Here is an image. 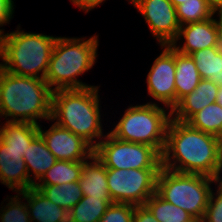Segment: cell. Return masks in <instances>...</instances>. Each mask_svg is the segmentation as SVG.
I'll return each instance as SVG.
<instances>
[{
    "label": "cell",
    "instance_id": "1",
    "mask_svg": "<svg viewBox=\"0 0 222 222\" xmlns=\"http://www.w3.org/2000/svg\"><path fill=\"white\" fill-rule=\"evenodd\" d=\"M161 165L175 172L212 177L219 165L217 137L171 118Z\"/></svg>",
    "mask_w": 222,
    "mask_h": 222
},
{
    "label": "cell",
    "instance_id": "2",
    "mask_svg": "<svg viewBox=\"0 0 222 222\" xmlns=\"http://www.w3.org/2000/svg\"><path fill=\"white\" fill-rule=\"evenodd\" d=\"M52 94L44 79L11 74L0 67V119L38 126L40 119L50 121Z\"/></svg>",
    "mask_w": 222,
    "mask_h": 222
},
{
    "label": "cell",
    "instance_id": "3",
    "mask_svg": "<svg viewBox=\"0 0 222 222\" xmlns=\"http://www.w3.org/2000/svg\"><path fill=\"white\" fill-rule=\"evenodd\" d=\"M99 88L59 89L52 94L50 121L77 134L93 148L106 136L101 123Z\"/></svg>",
    "mask_w": 222,
    "mask_h": 222
},
{
    "label": "cell",
    "instance_id": "4",
    "mask_svg": "<svg viewBox=\"0 0 222 222\" xmlns=\"http://www.w3.org/2000/svg\"><path fill=\"white\" fill-rule=\"evenodd\" d=\"M98 43L95 34L89 39L57 36L45 75L49 88L55 91L91 87L77 77L91 70L96 63Z\"/></svg>",
    "mask_w": 222,
    "mask_h": 222
},
{
    "label": "cell",
    "instance_id": "5",
    "mask_svg": "<svg viewBox=\"0 0 222 222\" xmlns=\"http://www.w3.org/2000/svg\"><path fill=\"white\" fill-rule=\"evenodd\" d=\"M56 39L20 30L19 24L17 30L4 33L1 68L11 74L45 80Z\"/></svg>",
    "mask_w": 222,
    "mask_h": 222
},
{
    "label": "cell",
    "instance_id": "6",
    "mask_svg": "<svg viewBox=\"0 0 222 222\" xmlns=\"http://www.w3.org/2000/svg\"><path fill=\"white\" fill-rule=\"evenodd\" d=\"M171 118V110L157 102L131 105L110 133L123 141L150 145L162 154Z\"/></svg>",
    "mask_w": 222,
    "mask_h": 222
},
{
    "label": "cell",
    "instance_id": "7",
    "mask_svg": "<svg viewBox=\"0 0 222 222\" xmlns=\"http://www.w3.org/2000/svg\"><path fill=\"white\" fill-rule=\"evenodd\" d=\"M212 177L201 174L175 172L160 168L156 193L174 206L188 212L195 220H202L211 195Z\"/></svg>",
    "mask_w": 222,
    "mask_h": 222
},
{
    "label": "cell",
    "instance_id": "8",
    "mask_svg": "<svg viewBox=\"0 0 222 222\" xmlns=\"http://www.w3.org/2000/svg\"><path fill=\"white\" fill-rule=\"evenodd\" d=\"M95 156L109 169L161 168V154L152 146L123 141L110 132L94 148Z\"/></svg>",
    "mask_w": 222,
    "mask_h": 222
},
{
    "label": "cell",
    "instance_id": "9",
    "mask_svg": "<svg viewBox=\"0 0 222 222\" xmlns=\"http://www.w3.org/2000/svg\"><path fill=\"white\" fill-rule=\"evenodd\" d=\"M160 168L109 169L106 168L109 195L115 203L144 205L156 192Z\"/></svg>",
    "mask_w": 222,
    "mask_h": 222
},
{
    "label": "cell",
    "instance_id": "10",
    "mask_svg": "<svg viewBox=\"0 0 222 222\" xmlns=\"http://www.w3.org/2000/svg\"><path fill=\"white\" fill-rule=\"evenodd\" d=\"M140 12L151 34L161 45H171L180 30L176 8L170 0H130Z\"/></svg>",
    "mask_w": 222,
    "mask_h": 222
},
{
    "label": "cell",
    "instance_id": "11",
    "mask_svg": "<svg viewBox=\"0 0 222 222\" xmlns=\"http://www.w3.org/2000/svg\"><path fill=\"white\" fill-rule=\"evenodd\" d=\"M161 49L146 77L147 95L172 111L176 106L175 49L171 45H161Z\"/></svg>",
    "mask_w": 222,
    "mask_h": 222
},
{
    "label": "cell",
    "instance_id": "12",
    "mask_svg": "<svg viewBox=\"0 0 222 222\" xmlns=\"http://www.w3.org/2000/svg\"><path fill=\"white\" fill-rule=\"evenodd\" d=\"M38 132L57 160L86 161L94 154V148L88 142L55 122L45 131L39 125Z\"/></svg>",
    "mask_w": 222,
    "mask_h": 222
},
{
    "label": "cell",
    "instance_id": "13",
    "mask_svg": "<svg viewBox=\"0 0 222 222\" xmlns=\"http://www.w3.org/2000/svg\"><path fill=\"white\" fill-rule=\"evenodd\" d=\"M215 16L180 26V30L171 46L179 53H191L217 46V18ZM183 37V38H182ZM183 40V45H178V40Z\"/></svg>",
    "mask_w": 222,
    "mask_h": 222
},
{
    "label": "cell",
    "instance_id": "14",
    "mask_svg": "<svg viewBox=\"0 0 222 222\" xmlns=\"http://www.w3.org/2000/svg\"><path fill=\"white\" fill-rule=\"evenodd\" d=\"M0 183L14 192L29 188V175L21 151L11 149L1 138Z\"/></svg>",
    "mask_w": 222,
    "mask_h": 222
},
{
    "label": "cell",
    "instance_id": "15",
    "mask_svg": "<svg viewBox=\"0 0 222 222\" xmlns=\"http://www.w3.org/2000/svg\"><path fill=\"white\" fill-rule=\"evenodd\" d=\"M218 86L208 79H201L199 85L184 96L172 109V119L187 122L194 114L207 105L216 103Z\"/></svg>",
    "mask_w": 222,
    "mask_h": 222
},
{
    "label": "cell",
    "instance_id": "16",
    "mask_svg": "<svg viewBox=\"0 0 222 222\" xmlns=\"http://www.w3.org/2000/svg\"><path fill=\"white\" fill-rule=\"evenodd\" d=\"M27 201L31 222H68V211L51 202L35 186L20 191Z\"/></svg>",
    "mask_w": 222,
    "mask_h": 222
},
{
    "label": "cell",
    "instance_id": "17",
    "mask_svg": "<svg viewBox=\"0 0 222 222\" xmlns=\"http://www.w3.org/2000/svg\"><path fill=\"white\" fill-rule=\"evenodd\" d=\"M78 183L84 196L100 198L106 200L109 204L113 203L107 186L106 167L95 154L84 161Z\"/></svg>",
    "mask_w": 222,
    "mask_h": 222
},
{
    "label": "cell",
    "instance_id": "18",
    "mask_svg": "<svg viewBox=\"0 0 222 222\" xmlns=\"http://www.w3.org/2000/svg\"><path fill=\"white\" fill-rule=\"evenodd\" d=\"M23 158L29 175V188L33 187L36 180L39 181L57 161L40 135L29 144Z\"/></svg>",
    "mask_w": 222,
    "mask_h": 222
},
{
    "label": "cell",
    "instance_id": "19",
    "mask_svg": "<svg viewBox=\"0 0 222 222\" xmlns=\"http://www.w3.org/2000/svg\"><path fill=\"white\" fill-rule=\"evenodd\" d=\"M175 88L176 105L186 95L190 94L201 80L196 64L190 55L175 50Z\"/></svg>",
    "mask_w": 222,
    "mask_h": 222
},
{
    "label": "cell",
    "instance_id": "20",
    "mask_svg": "<svg viewBox=\"0 0 222 222\" xmlns=\"http://www.w3.org/2000/svg\"><path fill=\"white\" fill-rule=\"evenodd\" d=\"M38 130V125L29 122L6 121L4 124H0V138L11 149L21 151L22 157H24L29 144L39 135Z\"/></svg>",
    "mask_w": 222,
    "mask_h": 222
},
{
    "label": "cell",
    "instance_id": "21",
    "mask_svg": "<svg viewBox=\"0 0 222 222\" xmlns=\"http://www.w3.org/2000/svg\"><path fill=\"white\" fill-rule=\"evenodd\" d=\"M201 79H208L218 87L222 86V53L217 47L198 50L190 54Z\"/></svg>",
    "mask_w": 222,
    "mask_h": 222
},
{
    "label": "cell",
    "instance_id": "22",
    "mask_svg": "<svg viewBox=\"0 0 222 222\" xmlns=\"http://www.w3.org/2000/svg\"><path fill=\"white\" fill-rule=\"evenodd\" d=\"M51 202L65 208L68 212L83 198L81 187L76 182L62 185H34Z\"/></svg>",
    "mask_w": 222,
    "mask_h": 222
},
{
    "label": "cell",
    "instance_id": "23",
    "mask_svg": "<svg viewBox=\"0 0 222 222\" xmlns=\"http://www.w3.org/2000/svg\"><path fill=\"white\" fill-rule=\"evenodd\" d=\"M84 161L57 160L35 185H62L79 181Z\"/></svg>",
    "mask_w": 222,
    "mask_h": 222
},
{
    "label": "cell",
    "instance_id": "24",
    "mask_svg": "<svg viewBox=\"0 0 222 222\" xmlns=\"http://www.w3.org/2000/svg\"><path fill=\"white\" fill-rule=\"evenodd\" d=\"M109 205L106 200L83 196L69 211L68 222H99Z\"/></svg>",
    "mask_w": 222,
    "mask_h": 222
},
{
    "label": "cell",
    "instance_id": "25",
    "mask_svg": "<svg viewBox=\"0 0 222 222\" xmlns=\"http://www.w3.org/2000/svg\"><path fill=\"white\" fill-rule=\"evenodd\" d=\"M187 123L194 129L214 136L222 134V106L212 103L194 114Z\"/></svg>",
    "mask_w": 222,
    "mask_h": 222
},
{
    "label": "cell",
    "instance_id": "26",
    "mask_svg": "<svg viewBox=\"0 0 222 222\" xmlns=\"http://www.w3.org/2000/svg\"><path fill=\"white\" fill-rule=\"evenodd\" d=\"M144 205L159 222H193L195 220L188 212L167 202L156 192Z\"/></svg>",
    "mask_w": 222,
    "mask_h": 222
},
{
    "label": "cell",
    "instance_id": "27",
    "mask_svg": "<svg viewBox=\"0 0 222 222\" xmlns=\"http://www.w3.org/2000/svg\"><path fill=\"white\" fill-rule=\"evenodd\" d=\"M175 8L180 26L203 21L217 14L205 0H187Z\"/></svg>",
    "mask_w": 222,
    "mask_h": 222
},
{
    "label": "cell",
    "instance_id": "28",
    "mask_svg": "<svg viewBox=\"0 0 222 222\" xmlns=\"http://www.w3.org/2000/svg\"><path fill=\"white\" fill-rule=\"evenodd\" d=\"M16 193L14 197L7 196V199L3 200H8V203L0 209V222H31L27 203L21 201L23 195L20 192Z\"/></svg>",
    "mask_w": 222,
    "mask_h": 222
},
{
    "label": "cell",
    "instance_id": "29",
    "mask_svg": "<svg viewBox=\"0 0 222 222\" xmlns=\"http://www.w3.org/2000/svg\"><path fill=\"white\" fill-rule=\"evenodd\" d=\"M134 210L135 205L113 202L99 222H133Z\"/></svg>",
    "mask_w": 222,
    "mask_h": 222
},
{
    "label": "cell",
    "instance_id": "30",
    "mask_svg": "<svg viewBox=\"0 0 222 222\" xmlns=\"http://www.w3.org/2000/svg\"><path fill=\"white\" fill-rule=\"evenodd\" d=\"M203 222H222V192L211 191L209 202L205 210Z\"/></svg>",
    "mask_w": 222,
    "mask_h": 222
},
{
    "label": "cell",
    "instance_id": "31",
    "mask_svg": "<svg viewBox=\"0 0 222 222\" xmlns=\"http://www.w3.org/2000/svg\"><path fill=\"white\" fill-rule=\"evenodd\" d=\"M13 0H0V27L9 24L14 13Z\"/></svg>",
    "mask_w": 222,
    "mask_h": 222
},
{
    "label": "cell",
    "instance_id": "32",
    "mask_svg": "<svg viewBox=\"0 0 222 222\" xmlns=\"http://www.w3.org/2000/svg\"><path fill=\"white\" fill-rule=\"evenodd\" d=\"M133 222H159L145 205L135 206Z\"/></svg>",
    "mask_w": 222,
    "mask_h": 222
},
{
    "label": "cell",
    "instance_id": "33",
    "mask_svg": "<svg viewBox=\"0 0 222 222\" xmlns=\"http://www.w3.org/2000/svg\"><path fill=\"white\" fill-rule=\"evenodd\" d=\"M75 6H77L79 9L85 11V13H88L95 7L99 6L104 3L106 0H70Z\"/></svg>",
    "mask_w": 222,
    "mask_h": 222
},
{
    "label": "cell",
    "instance_id": "34",
    "mask_svg": "<svg viewBox=\"0 0 222 222\" xmlns=\"http://www.w3.org/2000/svg\"><path fill=\"white\" fill-rule=\"evenodd\" d=\"M222 161H219L218 167L215 169V172L212 176L213 184L217 186V190L222 192Z\"/></svg>",
    "mask_w": 222,
    "mask_h": 222
},
{
    "label": "cell",
    "instance_id": "35",
    "mask_svg": "<svg viewBox=\"0 0 222 222\" xmlns=\"http://www.w3.org/2000/svg\"><path fill=\"white\" fill-rule=\"evenodd\" d=\"M217 49L222 53V13H217Z\"/></svg>",
    "mask_w": 222,
    "mask_h": 222
},
{
    "label": "cell",
    "instance_id": "36",
    "mask_svg": "<svg viewBox=\"0 0 222 222\" xmlns=\"http://www.w3.org/2000/svg\"><path fill=\"white\" fill-rule=\"evenodd\" d=\"M215 13H222V0H205Z\"/></svg>",
    "mask_w": 222,
    "mask_h": 222
},
{
    "label": "cell",
    "instance_id": "37",
    "mask_svg": "<svg viewBox=\"0 0 222 222\" xmlns=\"http://www.w3.org/2000/svg\"><path fill=\"white\" fill-rule=\"evenodd\" d=\"M218 160L222 161V134L217 136Z\"/></svg>",
    "mask_w": 222,
    "mask_h": 222
},
{
    "label": "cell",
    "instance_id": "38",
    "mask_svg": "<svg viewBox=\"0 0 222 222\" xmlns=\"http://www.w3.org/2000/svg\"><path fill=\"white\" fill-rule=\"evenodd\" d=\"M3 38H4V29H0V59L3 60ZM2 63H0L1 67Z\"/></svg>",
    "mask_w": 222,
    "mask_h": 222
},
{
    "label": "cell",
    "instance_id": "39",
    "mask_svg": "<svg viewBox=\"0 0 222 222\" xmlns=\"http://www.w3.org/2000/svg\"><path fill=\"white\" fill-rule=\"evenodd\" d=\"M216 103L222 106V86L218 88Z\"/></svg>",
    "mask_w": 222,
    "mask_h": 222
},
{
    "label": "cell",
    "instance_id": "40",
    "mask_svg": "<svg viewBox=\"0 0 222 222\" xmlns=\"http://www.w3.org/2000/svg\"><path fill=\"white\" fill-rule=\"evenodd\" d=\"M170 1H171V3L176 7V6L184 3V2L187 1V0H170Z\"/></svg>",
    "mask_w": 222,
    "mask_h": 222
},
{
    "label": "cell",
    "instance_id": "41",
    "mask_svg": "<svg viewBox=\"0 0 222 222\" xmlns=\"http://www.w3.org/2000/svg\"><path fill=\"white\" fill-rule=\"evenodd\" d=\"M193 222H203L202 220H194Z\"/></svg>",
    "mask_w": 222,
    "mask_h": 222
}]
</instances>
